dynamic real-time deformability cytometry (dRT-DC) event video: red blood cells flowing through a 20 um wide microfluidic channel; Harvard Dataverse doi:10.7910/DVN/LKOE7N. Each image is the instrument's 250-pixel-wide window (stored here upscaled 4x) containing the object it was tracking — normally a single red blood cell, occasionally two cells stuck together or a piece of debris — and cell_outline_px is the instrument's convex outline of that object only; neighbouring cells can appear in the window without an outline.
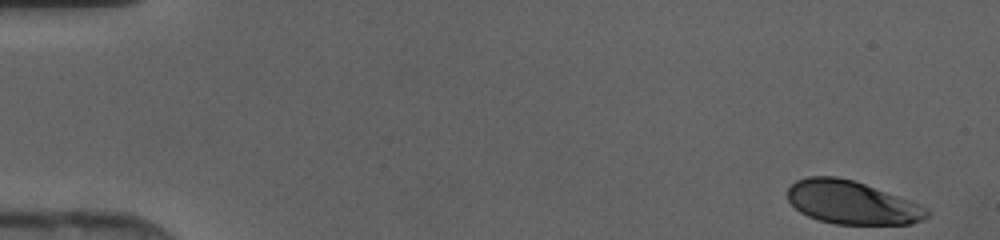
{"species": "human", "species_latin": "Homo sapiens", "temperature_condition": "cold", "stored_images_in_passage": 45, "camera_frame_rate_fps": 3000, "um_per_image_px": 0.085, "donor": {"sex": "female"}, "frame": {"image": 1, "passage_image": 1, "time_ms": 0.0, "image_size_px": [1000, 240], "cell_outline_px": [[928, 216], [924, 220], [912, 224], [836, 224], [820, 220], [808, 216], [800, 212], [788, 200], [788, 188], [796, 180], [808, 176], [836, 176], [852, 180], [864, 184], [920, 204], [928, 208]], "centroid_in_image_um": [72.4, 17.22], "position_along_channel_um": 12.6, "area_um2": 34.91}}
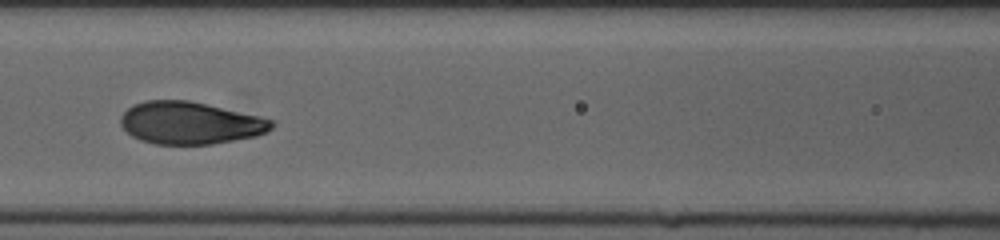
{"frame": {"image": 2, "passage_image": 20, "time_ms": 6.333, "image_size_px": [1000, 240], "cell_outline_px": [[276, 124], [268, 132], [256, 136], [212, 144], [156, 144], [140, 140], [132, 136], [120, 124], [120, 116], [132, 104], [144, 100], [188, 100], [208, 104], [272, 120]], "centroid_in_image_um": [16.13, 10.45], "position_along_channel_um": 150.5, "area_um2": 37.22}}
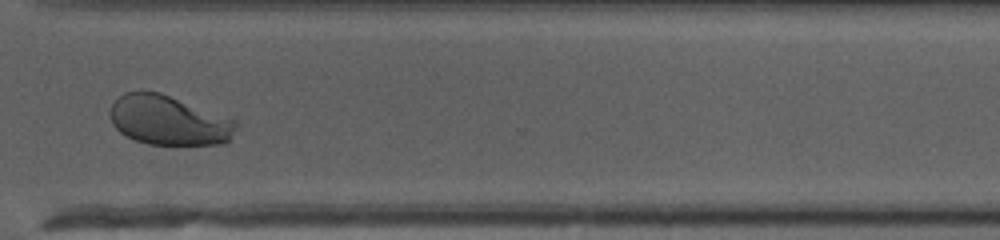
{"frame": {"image": 3, "passage_image": 34, "time_ms": 11.0, "image_size_px": [1000, 240], "cell_outline_px": [[236, 128], [228, 140], [224, 144], [148, 144], [136, 140], [120, 132], [112, 124], [108, 112], [112, 104], [124, 92], [160, 92], [236, 120]], "centroid_in_image_um": [14.31, 10.23], "position_along_channel_um": 356.3, "area_um2": 36.01}}